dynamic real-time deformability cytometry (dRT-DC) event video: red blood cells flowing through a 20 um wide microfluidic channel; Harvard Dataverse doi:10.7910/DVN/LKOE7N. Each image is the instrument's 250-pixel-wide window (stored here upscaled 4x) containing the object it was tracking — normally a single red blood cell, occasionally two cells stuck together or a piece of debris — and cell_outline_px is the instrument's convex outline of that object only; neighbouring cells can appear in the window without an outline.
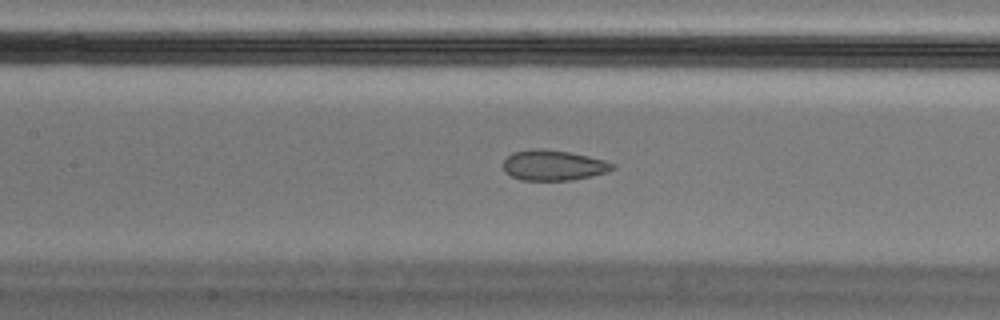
{"species": "Egyptian fruit bat (a non-hibernating species)", "species_latin": "Rousettus aegyptiacus", "temperature_condition": "cold", "stored_images_in_passage": 31, "camera_frame_rate_fps": 3000, "um_per_image_px": 0.085, "animal": {"sex": "male"}, "frame": {"image": 1, "passage_image": 8, "time_ms": 2.333, "image_size_px": [1000, 320], "cell_outline_px": [[616, 168], [608, 172], [592, 176], [572, 180], [520, 180], [504, 172], [504, 160], [512, 152], [532, 148], [544, 148], [568, 152], [588, 156], [604, 160], [616, 164]], "centroid_in_image_um": [47.05, 14.04], "position_along_channel_um": 160.3, "area_um2": 19.54}}
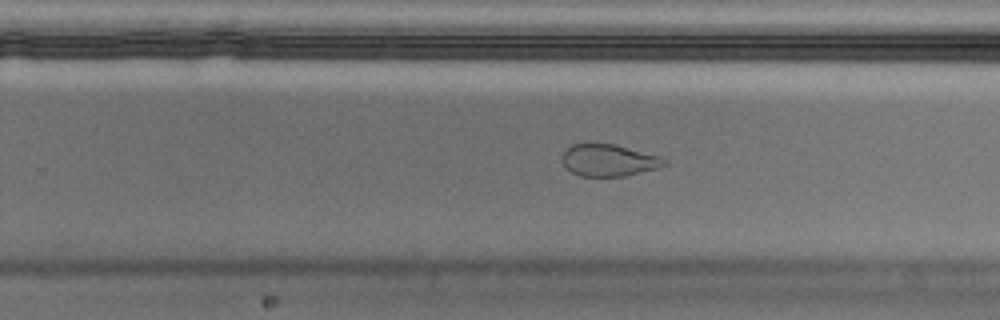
{"frame": {"image": 2, "passage_image": 18, "time_ms": 5.667, "image_size_px": [1000, 320], "cell_outline_px": [[668, 164], [656, 168], [624, 176], [580, 176], [572, 172], [564, 164], [564, 152], [572, 144], [588, 140], [612, 144], [660, 156], [668, 160]], "centroid_in_image_um": [51.74, 13.58], "position_along_channel_um": 278.1, "area_um2": 19.13}}
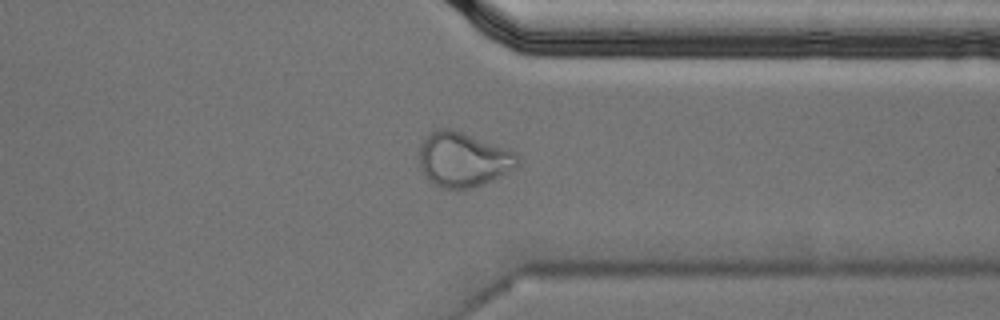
{"frame": {"image": 3, "passage_image": 26, "time_ms": 8.333, "image_size_px": [1000, 320], "cell_outline_px": [[520, 164], [516, 168], [472, 188], [444, 188], [432, 184], [428, 180], [420, 168], [420, 144], [428, 132], [436, 128], [448, 128], [460, 132], [516, 152], [520, 156]], "centroid_in_image_um": [39.34, 13.55], "position_along_channel_um": 372.1, "area_um2": 31.1}}